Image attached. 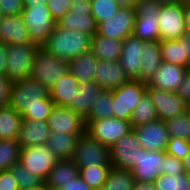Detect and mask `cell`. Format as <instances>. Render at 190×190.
Listing matches in <instances>:
<instances>
[{
  "label": "cell",
  "instance_id": "cell-8",
  "mask_svg": "<svg viewBox=\"0 0 190 190\" xmlns=\"http://www.w3.org/2000/svg\"><path fill=\"white\" fill-rule=\"evenodd\" d=\"M72 160L79 168L111 165L110 149L85 132L77 141Z\"/></svg>",
  "mask_w": 190,
  "mask_h": 190
},
{
  "label": "cell",
  "instance_id": "cell-33",
  "mask_svg": "<svg viewBox=\"0 0 190 190\" xmlns=\"http://www.w3.org/2000/svg\"><path fill=\"white\" fill-rule=\"evenodd\" d=\"M113 117L112 90L102 89L96 101L92 104L88 117L85 119L86 126L93 120Z\"/></svg>",
  "mask_w": 190,
  "mask_h": 190
},
{
  "label": "cell",
  "instance_id": "cell-26",
  "mask_svg": "<svg viewBox=\"0 0 190 190\" xmlns=\"http://www.w3.org/2000/svg\"><path fill=\"white\" fill-rule=\"evenodd\" d=\"M81 135L66 133H50L46 146L54 153L59 160L72 159Z\"/></svg>",
  "mask_w": 190,
  "mask_h": 190
},
{
  "label": "cell",
  "instance_id": "cell-47",
  "mask_svg": "<svg viewBox=\"0 0 190 190\" xmlns=\"http://www.w3.org/2000/svg\"><path fill=\"white\" fill-rule=\"evenodd\" d=\"M0 190H20L18 181L10 169L0 171Z\"/></svg>",
  "mask_w": 190,
  "mask_h": 190
},
{
  "label": "cell",
  "instance_id": "cell-24",
  "mask_svg": "<svg viewBox=\"0 0 190 190\" xmlns=\"http://www.w3.org/2000/svg\"><path fill=\"white\" fill-rule=\"evenodd\" d=\"M79 167L72 159L58 160L45 181L47 190H58L73 179L79 177Z\"/></svg>",
  "mask_w": 190,
  "mask_h": 190
},
{
  "label": "cell",
  "instance_id": "cell-31",
  "mask_svg": "<svg viewBox=\"0 0 190 190\" xmlns=\"http://www.w3.org/2000/svg\"><path fill=\"white\" fill-rule=\"evenodd\" d=\"M163 62L188 68L190 61L186 58L185 36L177 40L159 41Z\"/></svg>",
  "mask_w": 190,
  "mask_h": 190
},
{
  "label": "cell",
  "instance_id": "cell-23",
  "mask_svg": "<svg viewBox=\"0 0 190 190\" xmlns=\"http://www.w3.org/2000/svg\"><path fill=\"white\" fill-rule=\"evenodd\" d=\"M101 90L102 87L95 81L79 83L78 92H76L74 100L71 101L68 107L85 120Z\"/></svg>",
  "mask_w": 190,
  "mask_h": 190
},
{
  "label": "cell",
  "instance_id": "cell-20",
  "mask_svg": "<svg viewBox=\"0 0 190 190\" xmlns=\"http://www.w3.org/2000/svg\"><path fill=\"white\" fill-rule=\"evenodd\" d=\"M0 43L17 45L32 43L29 30L21 14L2 16Z\"/></svg>",
  "mask_w": 190,
  "mask_h": 190
},
{
  "label": "cell",
  "instance_id": "cell-22",
  "mask_svg": "<svg viewBox=\"0 0 190 190\" xmlns=\"http://www.w3.org/2000/svg\"><path fill=\"white\" fill-rule=\"evenodd\" d=\"M50 133L47 121L22 119L17 141L21 148L46 145Z\"/></svg>",
  "mask_w": 190,
  "mask_h": 190
},
{
  "label": "cell",
  "instance_id": "cell-3",
  "mask_svg": "<svg viewBox=\"0 0 190 190\" xmlns=\"http://www.w3.org/2000/svg\"><path fill=\"white\" fill-rule=\"evenodd\" d=\"M21 16L27 25L31 41L42 47L57 25L49 11L47 0H24Z\"/></svg>",
  "mask_w": 190,
  "mask_h": 190
},
{
  "label": "cell",
  "instance_id": "cell-39",
  "mask_svg": "<svg viewBox=\"0 0 190 190\" xmlns=\"http://www.w3.org/2000/svg\"><path fill=\"white\" fill-rule=\"evenodd\" d=\"M157 190H190V174L184 172L178 175L160 174L154 180Z\"/></svg>",
  "mask_w": 190,
  "mask_h": 190
},
{
  "label": "cell",
  "instance_id": "cell-13",
  "mask_svg": "<svg viewBox=\"0 0 190 190\" xmlns=\"http://www.w3.org/2000/svg\"><path fill=\"white\" fill-rule=\"evenodd\" d=\"M135 20V9L120 8L112 18L98 23L97 34L110 39L123 40L133 34Z\"/></svg>",
  "mask_w": 190,
  "mask_h": 190
},
{
  "label": "cell",
  "instance_id": "cell-42",
  "mask_svg": "<svg viewBox=\"0 0 190 190\" xmlns=\"http://www.w3.org/2000/svg\"><path fill=\"white\" fill-rule=\"evenodd\" d=\"M190 151V141L182 138L169 139L166 153L183 160Z\"/></svg>",
  "mask_w": 190,
  "mask_h": 190
},
{
  "label": "cell",
  "instance_id": "cell-43",
  "mask_svg": "<svg viewBox=\"0 0 190 190\" xmlns=\"http://www.w3.org/2000/svg\"><path fill=\"white\" fill-rule=\"evenodd\" d=\"M70 5V0H47V6L56 23L70 11Z\"/></svg>",
  "mask_w": 190,
  "mask_h": 190
},
{
  "label": "cell",
  "instance_id": "cell-51",
  "mask_svg": "<svg viewBox=\"0 0 190 190\" xmlns=\"http://www.w3.org/2000/svg\"><path fill=\"white\" fill-rule=\"evenodd\" d=\"M6 61V44L0 43V75H5Z\"/></svg>",
  "mask_w": 190,
  "mask_h": 190
},
{
  "label": "cell",
  "instance_id": "cell-52",
  "mask_svg": "<svg viewBox=\"0 0 190 190\" xmlns=\"http://www.w3.org/2000/svg\"><path fill=\"white\" fill-rule=\"evenodd\" d=\"M133 190H157L154 182L136 181Z\"/></svg>",
  "mask_w": 190,
  "mask_h": 190
},
{
  "label": "cell",
  "instance_id": "cell-37",
  "mask_svg": "<svg viewBox=\"0 0 190 190\" xmlns=\"http://www.w3.org/2000/svg\"><path fill=\"white\" fill-rule=\"evenodd\" d=\"M21 146L17 139L0 140V171L9 170L20 161Z\"/></svg>",
  "mask_w": 190,
  "mask_h": 190
},
{
  "label": "cell",
  "instance_id": "cell-9",
  "mask_svg": "<svg viewBox=\"0 0 190 190\" xmlns=\"http://www.w3.org/2000/svg\"><path fill=\"white\" fill-rule=\"evenodd\" d=\"M186 4H162L159 13L160 41L181 39L186 31Z\"/></svg>",
  "mask_w": 190,
  "mask_h": 190
},
{
  "label": "cell",
  "instance_id": "cell-28",
  "mask_svg": "<svg viewBox=\"0 0 190 190\" xmlns=\"http://www.w3.org/2000/svg\"><path fill=\"white\" fill-rule=\"evenodd\" d=\"M79 82L68 72L50 89V96L55 105L68 106L78 92Z\"/></svg>",
  "mask_w": 190,
  "mask_h": 190
},
{
  "label": "cell",
  "instance_id": "cell-46",
  "mask_svg": "<svg viewBox=\"0 0 190 190\" xmlns=\"http://www.w3.org/2000/svg\"><path fill=\"white\" fill-rule=\"evenodd\" d=\"M13 82L5 75H0V107L10 105Z\"/></svg>",
  "mask_w": 190,
  "mask_h": 190
},
{
  "label": "cell",
  "instance_id": "cell-41",
  "mask_svg": "<svg viewBox=\"0 0 190 190\" xmlns=\"http://www.w3.org/2000/svg\"><path fill=\"white\" fill-rule=\"evenodd\" d=\"M92 11L96 23L112 18L120 9L115 0H91Z\"/></svg>",
  "mask_w": 190,
  "mask_h": 190
},
{
  "label": "cell",
  "instance_id": "cell-6",
  "mask_svg": "<svg viewBox=\"0 0 190 190\" xmlns=\"http://www.w3.org/2000/svg\"><path fill=\"white\" fill-rule=\"evenodd\" d=\"M147 91V83L130 79L122 86L112 90L113 117L130 121L133 110Z\"/></svg>",
  "mask_w": 190,
  "mask_h": 190
},
{
  "label": "cell",
  "instance_id": "cell-27",
  "mask_svg": "<svg viewBox=\"0 0 190 190\" xmlns=\"http://www.w3.org/2000/svg\"><path fill=\"white\" fill-rule=\"evenodd\" d=\"M98 62L99 59L91 51L81 54L69 61V72L79 83L94 81Z\"/></svg>",
  "mask_w": 190,
  "mask_h": 190
},
{
  "label": "cell",
  "instance_id": "cell-58",
  "mask_svg": "<svg viewBox=\"0 0 190 190\" xmlns=\"http://www.w3.org/2000/svg\"><path fill=\"white\" fill-rule=\"evenodd\" d=\"M186 114L188 115L189 120H190V104L187 105Z\"/></svg>",
  "mask_w": 190,
  "mask_h": 190
},
{
  "label": "cell",
  "instance_id": "cell-16",
  "mask_svg": "<svg viewBox=\"0 0 190 190\" xmlns=\"http://www.w3.org/2000/svg\"><path fill=\"white\" fill-rule=\"evenodd\" d=\"M147 92L157 110L158 119L168 121L186 113L187 104L178 96L177 92L158 88H147Z\"/></svg>",
  "mask_w": 190,
  "mask_h": 190
},
{
  "label": "cell",
  "instance_id": "cell-44",
  "mask_svg": "<svg viewBox=\"0 0 190 190\" xmlns=\"http://www.w3.org/2000/svg\"><path fill=\"white\" fill-rule=\"evenodd\" d=\"M23 10L24 0H0L1 16L21 14Z\"/></svg>",
  "mask_w": 190,
  "mask_h": 190
},
{
  "label": "cell",
  "instance_id": "cell-57",
  "mask_svg": "<svg viewBox=\"0 0 190 190\" xmlns=\"http://www.w3.org/2000/svg\"><path fill=\"white\" fill-rule=\"evenodd\" d=\"M160 4H174L183 0H156Z\"/></svg>",
  "mask_w": 190,
  "mask_h": 190
},
{
  "label": "cell",
  "instance_id": "cell-36",
  "mask_svg": "<svg viewBox=\"0 0 190 190\" xmlns=\"http://www.w3.org/2000/svg\"><path fill=\"white\" fill-rule=\"evenodd\" d=\"M10 171L18 181L20 190H32L37 188H45V181L39 176L32 173L21 163H16L10 168Z\"/></svg>",
  "mask_w": 190,
  "mask_h": 190
},
{
  "label": "cell",
  "instance_id": "cell-15",
  "mask_svg": "<svg viewBox=\"0 0 190 190\" xmlns=\"http://www.w3.org/2000/svg\"><path fill=\"white\" fill-rule=\"evenodd\" d=\"M144 46L145 41L140 40L134 34L122 40V52L119 62L130 79L140 80Z\"/></svg>",
  "mask_w": 190,
  "mask_h": 190
},
{
  "label": "cell",
  "instance_id": "cell-40",
  "mask_svg": "<svg viewBox=\"0 0 190 190\" xmlns=\"http://www.w3.org/2000/svg\"><path fill=\"white\" fill-rule=\"evenodd\" d=\"M169 138H182L190 141V120L186 113L165 121Z\"/></svg>",
  "mask_w": 190,
  "mask_h": 190
},
{
  "label": "cell",
  "instance_id": "cell-29",
  "mask_svg": "<svg viewBox=\"0 0 190 190\" xmlns=\"http://www.w3.org/2000/svg\"><path fill=\"white\" fill-rule=\"evenodd\" d=\"M91 52L102 61H117L122 52V40L110 39L97 33L92 36Z\"/></svg>",
  "mask_w": 190,
  "mask_h": 190
},
{
  "label": "cell",
  "instance_id": "cell-38",
  "mask_svg": "<svg viewBox=\"0 0 190 190\" xmlns=\"http://www.w3.org/2000/svg\"><path fill=\"white\" fill-rule=\"evenodd\" d=\"M135 178L130 170H119L112 167L104 185V190H133Z\"/></svg>",
  "mask_w": 190,
  "mask_h": 190
},
{
  "label": "cell",
  "instance_id": "cell-11",
  "mask_svg": "<svg viewBox=\"0 0 190 190\" xmlns=\"http://www.w3.org/2000/svg\"><path fill=\"white\" fill-rule=\"evenodd\" d=\"M58 160L46 145H37L21 148L19 163L46 181Z\"/></svg>",
  "mask_w": 190,
  "mask_h": 190
},
{
  "label": "cell",
  "instance_id": "cell-55",
  "mask_svg": "<svg viewBox=\"0 0 190 190\" xmlns=\"http://www.w3.org/2000/svg\"><path fill=\"white\" fill-rule=\"evenodd\" d=\"M186 58L190 61V33L185 35Z\"/></svg>",
  "mask_w": 190,
  "mask_h": 190
},
{
  "label": "cell",
  "instance_id": "cell-2",
  "mask_svg": "<svg viewBox=\"0 0 190 190\" xmlns=\"http://www.w3.org/2000/svg\"><path fill=\"white\" fill-rule=\"evenodd\" d=\"M91 45L92 36L89 34L59 28L56 25L42 48L58 58L70 61L81 54L90 52Z\"/></svg>",
  "mask_w": 190,
  "mask_h": 190
},
{
  "label": "cell",
  "instance_id": "cell-12",
  "mask_svg": "<svg viewBox=\"0 0 190 190\" xmlns=\"http://www.w3.org/2000/svg\"><path fill=\"white\" fill-rule=\"evenodd\" d=\"M140 148L141 142L132 129L109 148L112 167L119 170H131L137 163Z\"/></svg>",
  "mask_w": 190,
  "mask_h": 190
},
{
  "label": "cell",
  "instance_id": "cell-48",
  "mask_svg": "<svg viewBox=\"0 0 190 190\" xmlns=\"http://www.w3.org/2000/svg\"><path fill=\"white\" fill-rule=\"evenodd\" d=\"M177 94L187 105L190 104V66L177 90Z\"/></svg>",
  "mask_w": 190,
  "mask_h": 190
},
{
  "label": "cell",
  "instance_id": "cell-19",
  "mask_svg": "<svg viewBox=\"0 0 190 190\" xmlns=\"http://www.w3.org/2000/svg\"><path fill=\"white\" fill-rule=\"evenodd\" d=\"M186 67L162 62V65L147 82V88L177 92L187 72Z\"/></svg>",
  "mask_w": 190,
  "mask_h": 190
},
{
  "label": "cell",
  "instance_id": "cell-4",
  "mask_svg": "<svg viewBox=\"0 0 190 190\" xmlns=\"http://www.w3.org/2000/svg\"><path fill=\"white\" fill-rule=\"evenodd\" d=\"M69 72V61L58 58L40 47L36 53L30 77L49 90Z\"/></svg>",
  "mask_w": 190,
  "mask_h": 190
},
{
  "label": "cell",
  "instance_id": "cell-14",
  "mask_svg": "<svg viewBox=\"0 0 190 190\" xmlns=\"http://www.w3.org/2000/svg\"><path fill=\"white\" fill-rule=\"evenodd\" d=\"M47 122L55 133L82 135L86 132L85 120L68 106L55 105Z\"/></svg>",
  "mask_w": 190,
  "mask_h": 190
},
{
  "label": "cell",
  "instance_id": "cell-1",
  "mask_svg": "<svg viewBox=\"0 0 190 190\" xmlns=\"http://www.w3.org/2000/svg\"><path fill=\"white\" fill-rule=\"evenodd\" d=\"M10 106L22 119L47 121L55 104L50 90L31 77L13 82Z\"/></svg>",
  "mask_w": 190,
  "mask_h": 190
},
{
  "label": "cell",
  "instance_id": "cell-53",
  "mask_svg": "<svg viewBox=\"0 0 190 190\" xmlns=\"http://www.w3.org/2000/svg\"><path fill=\"white\" fill-rule=\"evenodd\" d=\"M120 8H133L140 3V0H115Z\"/></svg>",
  "mask_w": 190,
  "mask_h": 190
},
{
  "label": "cell",
  "instance_id": "cell-49",
  "mask_svg": "<svg viewBox=\"0 0 190 190\" xmlns=\"http://www.w3.org/2000/svg\"><path fill=\"white\" fill-rule=\"evenodd\" d=\"M58 190H93L80 176L73 179Z\"/></svg>",
  "mask_w": 190,
  "mask_h": 190
},
{
  "label": "cell",
  "instance_id": "cell-10",
  "mask_svg": "<svg viewBox=\"0 0 190 190\" xmlns=\"http://www.w3.org/2000/svg\"><path fill=\"white\" fill-rule=\"evenodd\" d=\"M133 129L131 122L115 117L91 121L86 132L109 148Z\"/></svg>",
  "mask_w": 190,
  "mask_h": 190
},
{
  "label": "cell",
  "instance_id": "cell-7",
  "mask_svg": "<svg viewBox=\"0 0 190 190\" xmlns=\"http://www.w3.org/2000/svg\"><path fill=\"white\" fill-rule=\"evenodd\" d=\"M162 4L156 0H140L136 6L133 34L144 41H160L159 13Z\"/></svg>",
  "mask_w": 190,
  "mask_h": 190
},
{
  "label": "cell",
  "instance_id": "cell-5",
  "mask_svg": "<svg viewBox=\"0 0 190 190\" xmlns=\"http://www.w3.org/2000/svg\"><path fill=\"white\" fill-rule=\"evenodd\" d=\"M39 45L29 44H6V71L5 76L12 82L29 78L32 65Z\"/></svg>",
  "mask_w": 190,
  "mask_h": 190
},
{
  "label": "cell",
  "instance_id": "cell-17",
  "mask_svg": "<svg viewBox=\"0 0 190 190\" xmlns=\"http://www.w3.org/2000/svg\"><path fill=\"white\" fill-rule=\"evenodd\" d=\"M133 129L141 142V148L146 151L166 152L170 138L165 121L157 119L147 124L134 127Z\"/></svg>",
  "mask_w": 190,
  "mask_h": 190
},
{
  "label": "cell",
  "instance_id": "cell-54",
  "mask_svg": "<svg viewBox=\"0 0 190 190\" xmlns=\"http://www.w3.org/2000/svg\"><path fill=\"white\" fill-rule=\"evenodd\" d=\"M185 13H186V31L187 33H190V4H186Z\"/></svg>",
  "mask_w": 190,
  "mask_h": 190
},
{
  "label": "cell",
  "instance_id": "cell-30",
  "mask_svg": "<svg viewBox=\"0 0 190 190\" xmlns=\"http://www.w3.org/2000/svg\"><path fill=\"white\" fill-rule=\"evenodd\" d=\"M159 41H145L140 81L148 82L162 65Z\"/></svg>",
  "mask_w": 190,
  "mask_h": 190
},
{
  "label": "cell",
  "instance_id": "cell-60",
  "mask_svg": "<svg viewBox=\"0 0 190 190\" xmlns=\"http://www.w3.org/2000/svg\"><path fill=\"white\" fill-rule=\"evenodd\" d=\"M32 190H47L46 188H37V189H32Z\"/></svg>",
  "mask_w": 190,
  "mask_h": 190
},
{
  "label": "cell",
  "instance_id": "cell-35",
  "mask_svg": "<svg viewBox=\"0 0 190 190\" xmlns=\"http://www.w3.org/2000/svg\"><path fill=\"white\" fill-rule=\"evenodd\" d=\"M112 165L79 168V176L93 189H103Z\"/></svg>",
  "mask_w": 190,
  "mask_h": 190
},
{
  "label": "cell",
  "instance_id": "cell-18",
  "mask_svg": "<svg viewBox=\"0 0 190 190\" xmlns=\"http://www.w3.org/2000/svg\"><path fill=\"white\" fill-rule=\"evenodd\" d=\"M166 152L146 151L139 149V157L135 166L130 170L136 181L154 182L163 174V162Z\"/></svg>",
  "mask_w": 190,
  "mask_h": 190
},
{
  "label": "cell",
  "instance_id": "cell-56",
  "mask_svg": "<svg viewBox=\"0 0 190 190\" xmlns=\"http://www.w3.org/2000/svg\"><path fill=\"white\" fill-rule=\"evenodd\" d=\"M184 171L190 174V151L189 154L182 160Z\"/></svg>",
  "mask_w": 190,
  "mask_h": 190
},
{
  "label": "cell",
  "instance_id": "cell-21",
  "mask_svg": "<svg viewBox=\"0 0 190 190\" xmlns=\"http://www.w3.org/2000/svg\"><path fill=\"white\" fill-rule=\"evenodd\" d=\"M130 80L117 61L99 60L94 74V81L106 90H114Z\"/></svg>",
  "mask_w": 190,
  "mask_h": 190
},
{
  "label": "cell",
  "instance_id": "cell-25",
  "mask_svg": "<svg viewBox=\"0 0 190 190\" xmlns=\"http://www.w3.org/2000/svg\"><path fill=\"white\" fill-rule=\"evenodd\" d=\"M56 24L59 28L86 33L90 36L97 33L98 26L91 12H73L71 10Z\"/></svg>",
  "mask_w": 190,
  "mask_h": 190
},
{
  "label": "cell",
  "instance_id": "cell-59",
  "mask_svg": "<svg viewBox=\"0 0 190 190\" xmlns=\"http://www.w3.org/2000/svg\"><path fill=\"white\" fill-rule=\"evenodd\" d=\"M185 4H190V0H183Z\"/></svg>",
  "mask_w": 190,
  "mask_h": 190
},
{
  "label": "cell",
  "instance_id": "cell-34",
  "mask_svg": "<svg viewBox=\"0 0 190 190\" xmlns=\"http://www.w3.org/2000/svg\"><path fill=\"white\" fill-rule=\"evenodd\" d=\"M158 119L157 110L152 102V99L148 92L146 91L141 97L140 102L133 110L131 115V125L132 127H137L143 124H147L151 121Z\"/></svg>",
  "mask_w": 190,
  "mask_h": 190
},
{
  "label": "cell",
  "instance_id": "cell-45",
  "mask_svg": "<svg viewBox=\"0 0 190 190\" xmlns=\"http://www.w3.org/2000/svg\"><path fill=\"white\" fill-rule=\"evenodd\" d=\"M184 172L182 160L166 153L163 162V173L173 176Z\"/></svg>",
  "mask_w": 190,
  "mask_h": 190
},
{
  "label": "cell",
  "instance_id": "cell-32",
  "mask_svg": "<svg viewBox=\"0 0 190 190\" xmlns=\"http://www.w3.org/2000/svg\"><path fill=\"white\" fill-rule=\"evenodd\" d=\"M22 116L10 105L0 107V140L17 139Z\"/></svg>",
  "mask_w": 190,
  "mask_h": 190
},
{
  "label": "cell",
  "instance_id": "cell-50",
  "mask_svg": "<svg viewBox=\"0 0 190 190\" xmlns=\"http://www.w3.org/2000/svg\"><path fill=\"white\" fill-rule=\"evenodd\" d=\"M70 10L73 12H91V0H70Z\"/></svg>",
  "mask_w": 190,
  "mask_h": 190
}]
</instances>
